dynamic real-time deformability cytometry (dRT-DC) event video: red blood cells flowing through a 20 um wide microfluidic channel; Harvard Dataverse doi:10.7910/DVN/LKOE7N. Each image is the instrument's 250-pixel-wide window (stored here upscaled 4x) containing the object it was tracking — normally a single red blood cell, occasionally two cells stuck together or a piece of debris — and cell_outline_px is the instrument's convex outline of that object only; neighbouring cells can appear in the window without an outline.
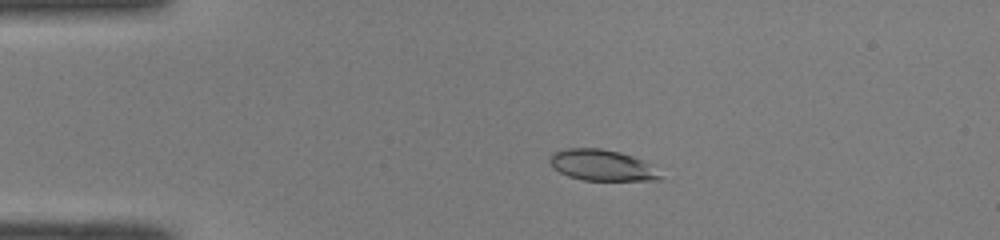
{"species": "common noctule bat (a hibernating species)", "species_latin": "Nyctalus noctula", "temperature_condition": "room temperature", "stored_images_in_passage": 40, "camera_frame_rate_fps": 3000, "um_per_image_px": 0.085, "animal": {"sex": "male", "body_mass_g": 19.0, "forearm_length_mm": 50.8}, "frame": {"image": 1, "passage_image": 1, "time_ms": 0.0, "image_size_px": [1000, 240], "cell_outline_px": [[664, 176], [660, 180], [584, 180], [568, 176], [552, 168], [548, 160], [552, 152], [568, 148], [600, 148], [620, 152], [632, 156], [652, 164]], "centroid_in_image_um": [51.18, 14.04], "position_along_channel_um": 33.8, "area_um2": 20.23}}
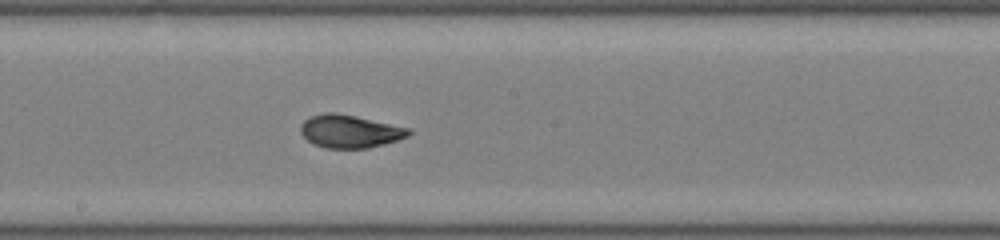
{"frame": {"image": 2, "passage_image": 18, "time_ms": 5.667, "image_size_px": [1000, 240], "cell_outline_px": [[412, 132], [408, 136], [384, 144], [368, 148], [328, 148], [312, 144], [300, 132], [300, 124], [308, 116], [324, 112], [336, 112], [356, 116], [408, 128]], "centroid_in_image_um": [29.68, 11.15], "position_along_channel_um": 218.5, "area_um2": 20.75}}
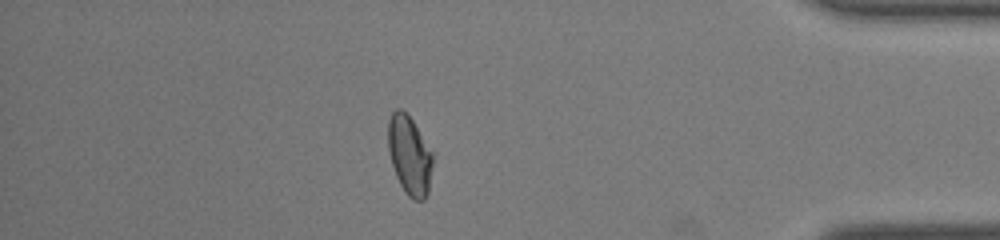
{"frame": {"image": 3, "passage_image": 34, "time_ms": 11.0, "image_size_px": [1000, 240], "cell_outline_px": [[432, 164], [428, 192], [424, 200], [412, 200], [404, 192], [396, 176], [392, 164], [388, 148], [388, 120], [392, 112], [396, 108], [400, 108], [412, 120], [432, 152]], "centroid_in_image_um": [34.79, 13.21], "position_along_channel_um": 400.4, "area_um2": 20.35}, "authors_computed_cell_mechanics": {"area_um2": 20.4323, "velocity_mm_per_s": 4.077, "shape_relaxation_time_tau1_ms": 6.206, "shape_relaxation_time_tau2_ms": 1.0224, "deformation_change_tau1": 0.1987, "deformation_change_tau2": 0.0461}}